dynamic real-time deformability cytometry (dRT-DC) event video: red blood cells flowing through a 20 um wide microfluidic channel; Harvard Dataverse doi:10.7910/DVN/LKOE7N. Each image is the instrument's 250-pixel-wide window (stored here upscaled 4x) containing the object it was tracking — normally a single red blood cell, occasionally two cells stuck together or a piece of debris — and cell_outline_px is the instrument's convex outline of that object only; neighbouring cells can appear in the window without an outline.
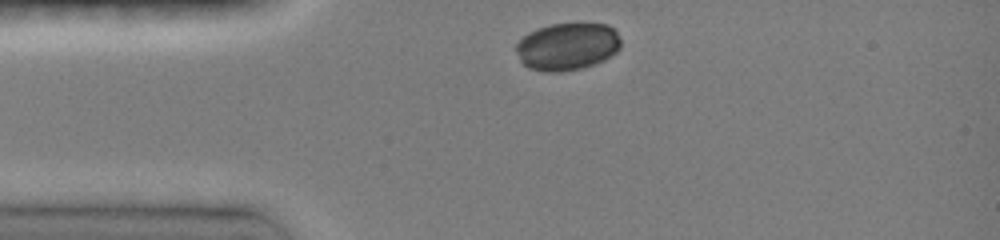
{"species": "common noctule bat (a hibernating species)", "species_latin": "Nyctalus noctula", "temperature_condition": "room temperature", "stored_images_in_passage": 18, "camera_frame_rate_fps": 3000, "um_per_image_px": 0.085, "animal": {"sex": "female", "body_mass_g": 19.0, "forearm_length_mm": 51.5}, "frame": {"image": 1, "passage_image": 1, "time_ms": 0.0, "image_size_px": [1000, 240], "cell_outline_px": [[620, 48], [616, 52], [604, 60], [580, 68], [560, 72], [544, 72], [528, 68], [520, 60], [516, 52], [516, 44], [528, 32], [552, 24], [608, 24], [616, 32], [620, 40]], "centroid_in_image_um": [48.2, 3.96], "position_along_channel_um": 36.8, "area_um2": 28.73}}
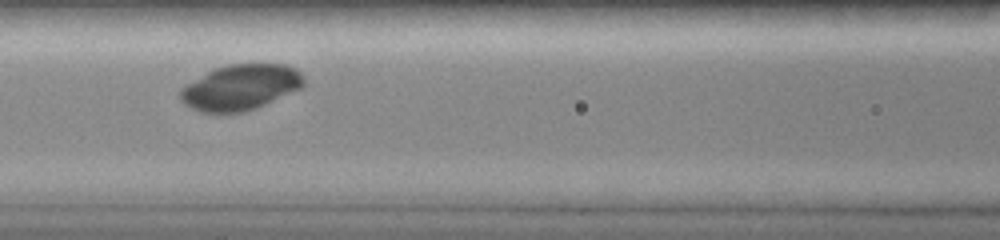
{"frame": {"image": 2, "passage_image": 6, "time_ms": 3.333, "image_size_px": [1000, 240], "cell_outline_px": [[304, 84], [300, 88], [256, 108], [244, 112], [216, 116], [200, 112], [184, 104], [180, 100], [180, 88], [184, 84], [216, 68], [228, 64], [284, 64], [296, 68], [304, 76]], "centroid_in_image_um": [20.39, 7.46], "position_along_channel_um": 146.2, "area_um2": 33.29}}